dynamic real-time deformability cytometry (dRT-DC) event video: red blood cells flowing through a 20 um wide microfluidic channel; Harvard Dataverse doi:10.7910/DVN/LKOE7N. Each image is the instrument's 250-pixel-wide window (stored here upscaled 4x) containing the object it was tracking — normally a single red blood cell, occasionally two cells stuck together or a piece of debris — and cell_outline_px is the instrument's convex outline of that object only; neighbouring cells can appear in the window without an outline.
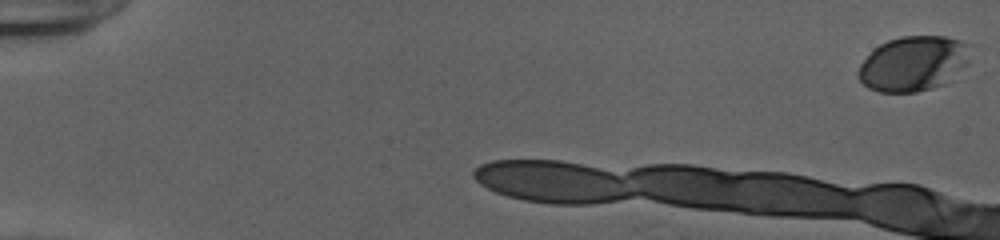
{"species": "human", "species_latin": "Homo sapiens", "temperature_condition": "cold", "stored_images_in_passage": 33, "camera_frame_rate_fps": 3000, "um_per_image_px": 0.085, "donor": {"sex": "female"}, "frame": {"image": 1, "passage_image": 1, "time_ms": 0.0, "image_size_px": [1000, 240], "cell_outline_px": [[972, 44], [968, 64], [944, 84], [932, 88], [916, 92], [880, 92], [868, 88], [860, 80], [856, 72], [860, 64], [880, 44], [888, 40], [900, 36], [944, 36], [960, 40]], "centroid_in_image_um": [77.67, 5.39], "position_along_channel_um": 7.3, "area_um2": 36.07}}
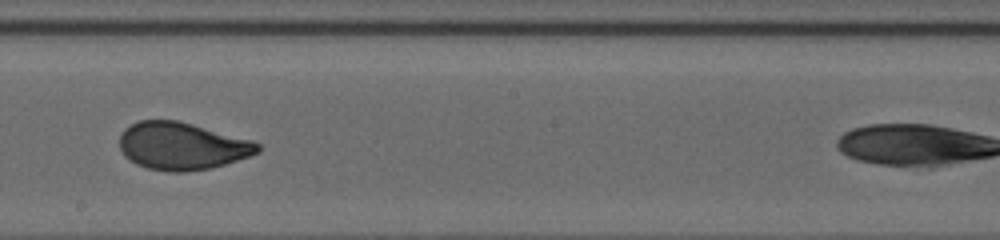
{"frame": {"image": 2, "passage_image": 20, "time_ms": 6.333, "image_size_px": [1000, 240], "cell_outline_px": [[260, 152], [212, 168], [184, 172], [168, 172], [148, 168], [136, 164], [124, 156], [120, 148], [120, 136], [124, 128], [140, 120], [176, 120], [192, 124], [252, 140], [260, 144]], "centroid_in_image_um": [15.45, 12.42], "position_along_channel_um": 232.7, "area_um2": 38.09}}
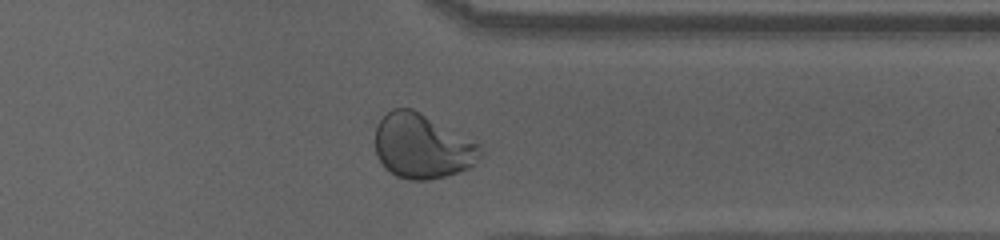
{"frame": {"image": 3, "passage_image": 31, "time_ms": 10.0, "image_size_px": [1000, 240], "cell_outline_px": [[484, 152], [468, 168], [444, 176], [428, 180], [408, 180], [396, 176], [384, 168], [376, 156], [376, 124], [392, 108], [412, 108], [420, 112], [480, 144]], "centroid_in_image_um": [35.86, 12.44], "position_along_channel_um": 375.5, "area_um2": 39.48}}